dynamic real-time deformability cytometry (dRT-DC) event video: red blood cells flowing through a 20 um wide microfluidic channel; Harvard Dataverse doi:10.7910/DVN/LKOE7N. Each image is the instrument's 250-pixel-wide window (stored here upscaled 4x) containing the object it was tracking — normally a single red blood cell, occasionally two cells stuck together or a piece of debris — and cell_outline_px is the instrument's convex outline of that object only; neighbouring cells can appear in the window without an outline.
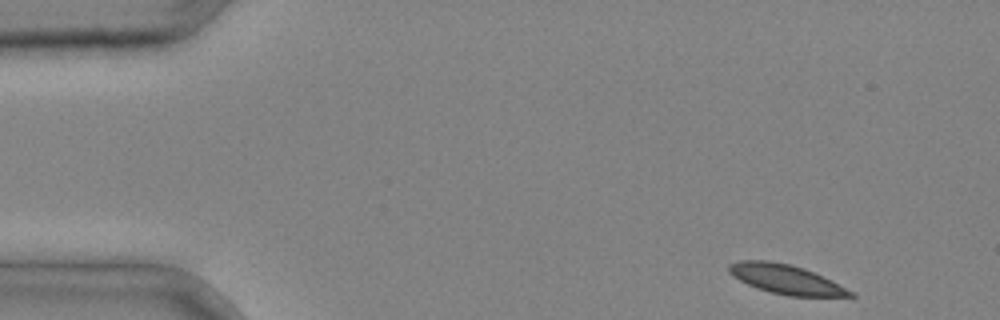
{"species": "common noctule bat (a hibernating species)", "species_latin": "Nyctalus noctula", "temperature_condition": "cold", "stored_images_in_passage": 3, "camera_frame_rate_fps": 3000, "um_per_image_px": 0.085, "animal": {"sex": "male", "body_mass_g": 20.4}, "frame": {"image": 1, "passage_image": 1, "time_ms": 0.0, "image_size_px": [1000, 320], "cell_outline_px": [[856, 296], [788, 296], [756, 288], [732, 276], [728, 272], [728, 264], [740, 260], [768, 260], [788, 264], [804, 268], [832, 280], [852, 292]], "centroid_in_image_um": [66.75, 23.72], "position_along_channel_um": 18.2, "area_um2": 20.58}}
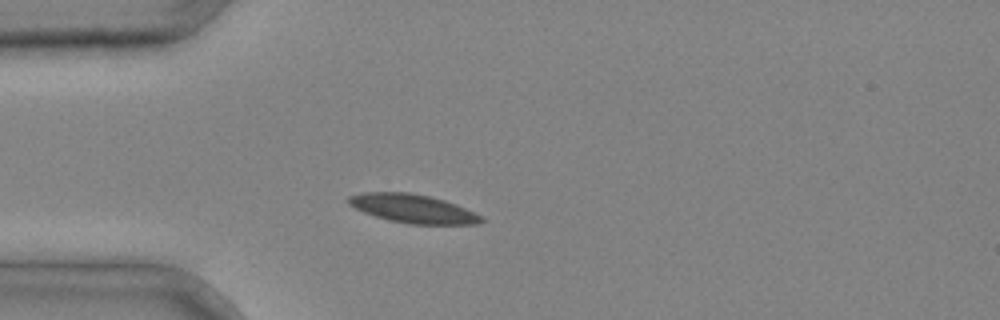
{"frame": {"image": 2, "passage_image": 3, "time_ms": 0.667, "image_size_px": [1000, 320], "cell_outline_px": [[484, 220], [480, 224], [408, 224], [388, 220], [364, 212], [348, 204], [348, 196], [364, 192], [408, 192], [428, 196], [444, 200], [456, 204], [484, 216]], "centroid_in_image_um": [35.13, 17.74], "position_along_channel_um": 49.9, "area_um2": 22.14}}